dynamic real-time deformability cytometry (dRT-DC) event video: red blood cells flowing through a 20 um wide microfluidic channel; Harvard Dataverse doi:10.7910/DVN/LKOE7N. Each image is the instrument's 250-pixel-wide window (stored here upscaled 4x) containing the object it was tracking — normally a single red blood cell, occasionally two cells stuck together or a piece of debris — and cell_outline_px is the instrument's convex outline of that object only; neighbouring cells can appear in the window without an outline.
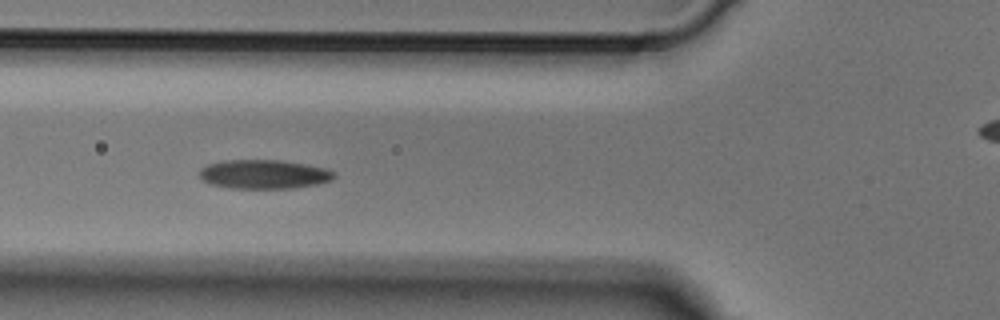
{"species": "Egyptian fruit bat (a non-hibernating species)", "species_latin": "Rousettus aegyptiacus", "temperature_condition": "cold", "stored_images_in_passage": 7, "camera_frame_rate_fps": 3000, "um_per_image_px": 0.085, "animal": {"sex": "male"}, "frame": {"image": 1, "passage_image": 5, "time_ms": 1.333, "image_size_px": [1000, 320], "cell_outline_px": [[336, 176], [332, 180], [316, 184], [292, 188], [228, 188], [208, 184], [200, 176], [200, 168], [208, 164], [224, 160], [280, 160], [304, 164], [324, 168], [336, 172]], "centroid_in_image_um": [22.42, 14.81], "position_along_channel_um": 103.4, "area_um2": 22.77}}
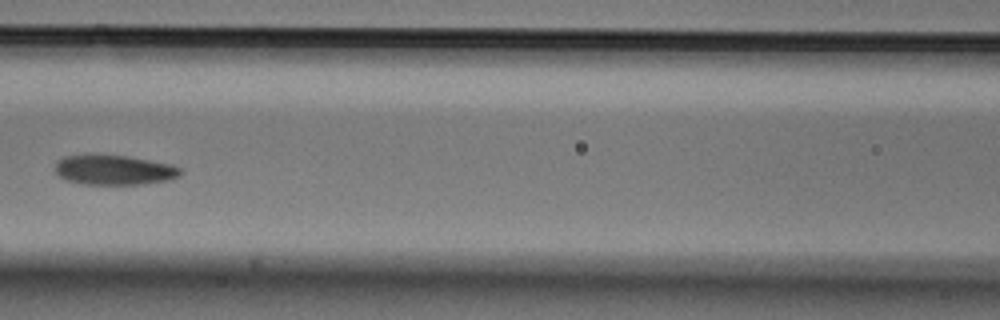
{"frame": {"image": 2, "passage_image": 6, "time_ms": 1.667, "image_size_px": [1000, 320], "cell_outline_px": [[184, 172], [180, 176], [172, 180], [144, 184], [84, 184], [68, 180], [60, 176], [56, 172], [56, 160], [64, 156], [128, 156], [172, 164], [180, 168]], "centroid_in_image_um": [9.79, 14.46], "position_along_channel_um": 156.8, "area_um2": 21.62}}
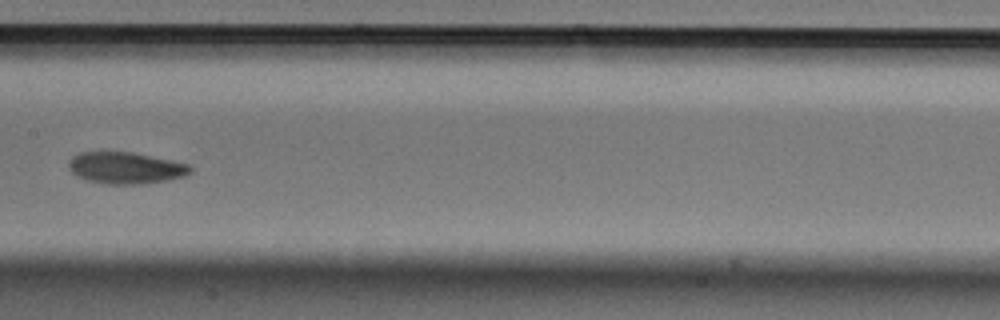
{"frame": {"image": 3, "passage_image": 7, "time_ms": 2.0, "image_size_px": [1000, 320], "cell_outline_px": [[192, 172], [184, 176], [168, 180], [140, 184], [104, 184], [84, 180], [76, 176], [68, 168], [68, 164], [72, 156], [80, 152], [132, 152], [192, 164]], "centroid_in_image_um": [10.69, 14.28], "position_along_channel_um": 196.7, "area_um2": 22.72}}